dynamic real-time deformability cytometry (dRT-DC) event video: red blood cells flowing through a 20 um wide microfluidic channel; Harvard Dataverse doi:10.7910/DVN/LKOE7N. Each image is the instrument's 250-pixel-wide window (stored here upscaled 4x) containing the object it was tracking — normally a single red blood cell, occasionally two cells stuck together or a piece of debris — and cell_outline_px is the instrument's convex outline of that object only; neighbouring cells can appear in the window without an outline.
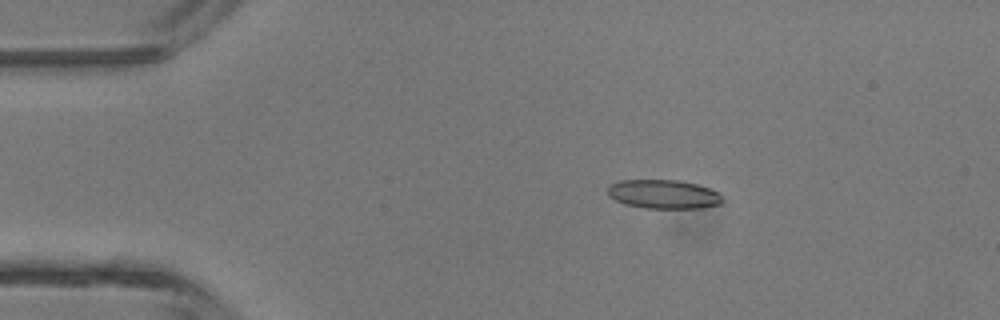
{"species": "common noctule bat (a hibernating species)", "species_latin": "Nyctalus noctula", "temperature_condition": "room temperature", "stored_images_in_passage": 3, "camera_frame_rate_fps": 3000, "um_per_image_px": 0.085, "animal": {"sex": "male", "body_mass_g": 13.3}, "frame": {"image": 1, "passage_image": 1, "time_ms": 0.0, "image_size_px": [1000, 320], "cell_outline_px": [[724, 204], [700, 208], [644, 208], [624, 204], [608, 196], [608, 188], [612, 184], [620, 180], [680, 180], [696, 184], [720, 192], [724, 200]], "centroid_in_image_um": [56.45, 16.51], "position_along_channel_um": 28.5, "area_um2": 19.54}}
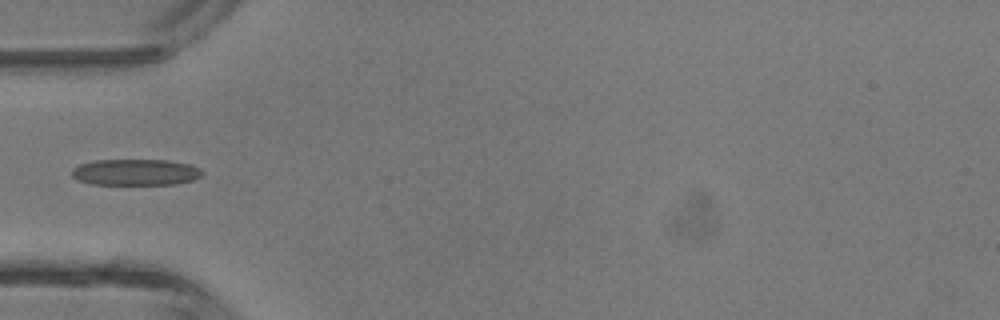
{"frame": {"image": 2, "passage_image": 3, "time_ms": 0.667, "image_size_px": [1000, 320], "cell_outline_px": [[200, 176], [192, 180], [176, 184], [92, 184], [76, 180], [72, 176], [72, 168], [80, 164], [96, 160], [168, 160], [192, 164], [200, 168]], "centroid_in_image_um": [11.5, 14.63], "position_along_channel_um": 73.5, "area_um2": 19.94}}